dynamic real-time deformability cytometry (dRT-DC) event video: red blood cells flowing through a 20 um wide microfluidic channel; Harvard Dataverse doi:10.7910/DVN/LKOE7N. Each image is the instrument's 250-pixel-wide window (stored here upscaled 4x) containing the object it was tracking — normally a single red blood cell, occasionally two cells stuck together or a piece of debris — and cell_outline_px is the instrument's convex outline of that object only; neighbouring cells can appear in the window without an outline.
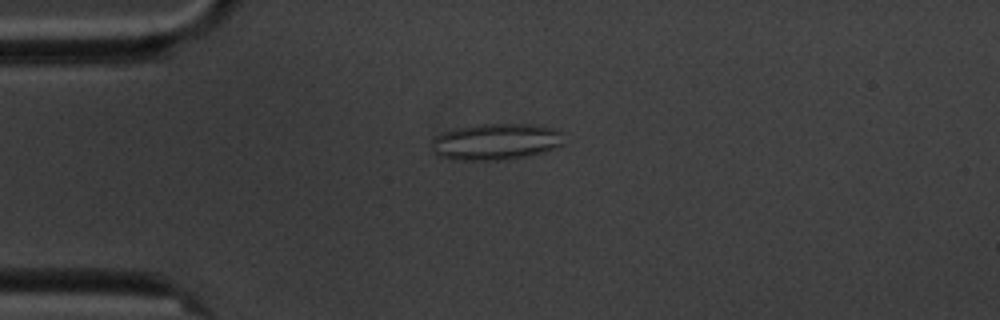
{"species": "common noctule bat (a hibernating species)", "species_latin": "Nyctalus noctula", "temperature_condition": "cold", "stored_images_in_passage": 4, "camera_frame_rate_fps": 3000, "um_per_image_px": 0.085, "animal": {"sex": "male", "body_mass_g": 20.1, "forearm_length_mm": 53.5}, "frame": {"image": 1, "passage_image": 1, "time_ms": 0.0, "image_size_px": [1000, 320], "cell_outline_px": [[564, 144], [544, 152], [508, 160], [452, 160], [440, 156], [432, 152], [432, 140], [436, 136], [444, 132], [456, 128], [484, 124], [540, 124], [556, 128], [564, 132]], "centroid_in_image_um": [42.21, 12.04], "position_along_channel_um": 42.8, "area_um2": 28.55}}
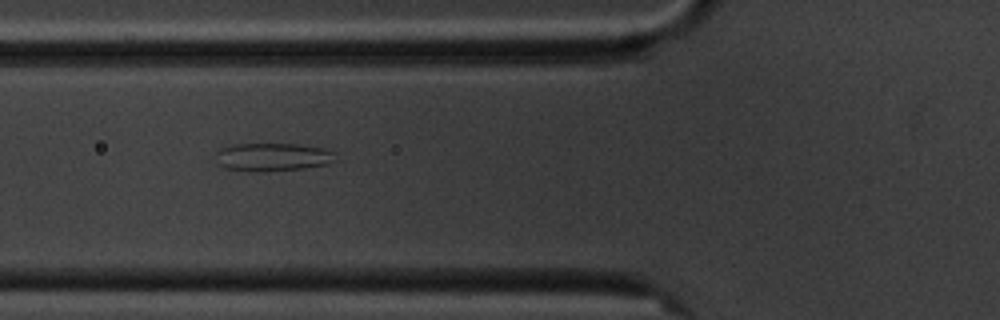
{"frame": {"image": 2, "passage_image": 3, "time_ms": 2.333, "image_size_px": [1000, 320], "cell_outline_px": [[336, 160], [328, 164], [304, 168], [260, 172], [252, 172], [224, 168], [216, 164], [216, 152], [220, 148], [228, 144], [296, 144], [324, 148], [336, 152]], "centroid_in_image_um": [23.14, 13.35], "position_along_channel_um": 102.7, "area_um2": 20.06}}